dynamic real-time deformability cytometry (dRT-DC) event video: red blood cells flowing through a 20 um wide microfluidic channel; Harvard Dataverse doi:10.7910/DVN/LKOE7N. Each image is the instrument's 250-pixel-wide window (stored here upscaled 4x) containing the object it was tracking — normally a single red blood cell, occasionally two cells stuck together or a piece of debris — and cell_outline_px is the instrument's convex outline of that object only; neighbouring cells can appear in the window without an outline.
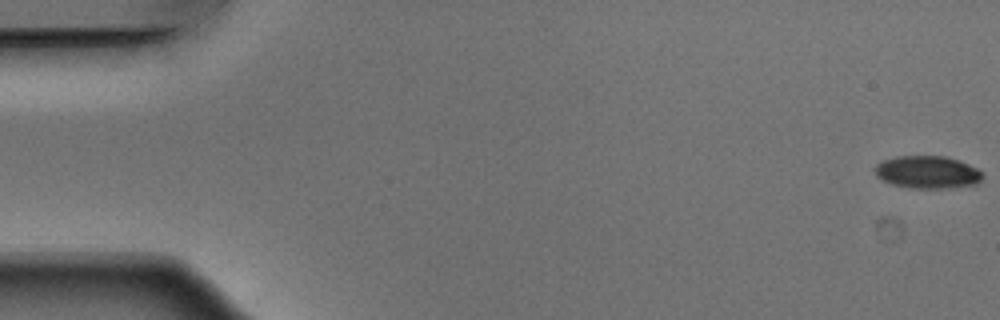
{"species": "Egyptian fruit bat (a non-hibernating species)", "species_latin": "Rousettus aegyptiacus", "temperature_condition": "warm", "stored_images_in_passage": 13, "camera_frame_rate_fps": 3000, "um_per_image_px": 0.085, "animal": {"sex": "male"}, "frame": {"image": 1, "passage_image": 1, "time_ms": 0.0, "image_size_px": [1000, 320], "cell_outline_px": [[984, 176], [976, 184], [948, 188], [908, 188], [892, 184], [876, 176], [876, 164], [884, 160], [896, 156], [944, 156], [968, 164], [984, 172]], "centroid_in_image_um": [78.85, 14.64], "position_along_channel_um": 6.2, "area_um2": 20.35}}